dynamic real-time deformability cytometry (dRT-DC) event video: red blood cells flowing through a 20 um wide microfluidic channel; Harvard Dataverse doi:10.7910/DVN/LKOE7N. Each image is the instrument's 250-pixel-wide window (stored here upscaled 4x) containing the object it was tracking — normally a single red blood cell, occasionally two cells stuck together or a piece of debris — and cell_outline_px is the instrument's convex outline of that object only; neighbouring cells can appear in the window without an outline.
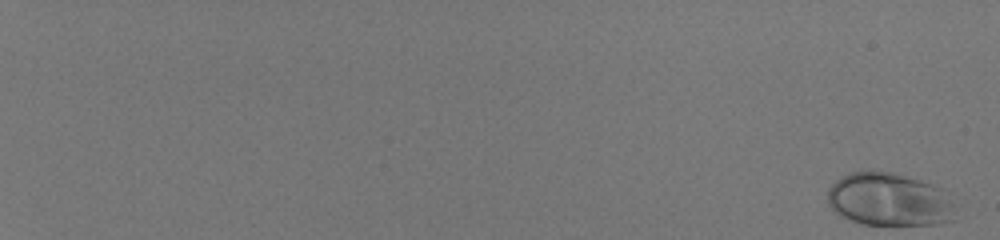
{"species": "human", "species_latin": "Homo sapiens", "temperature_condition": "room temperature", "stored_images_in_passage": 56, "camera_frame_rate_fps": 3000, "um_per_image_px": 0.085, "donor": {"sex": "male"}, "frame": {"image": 1, "passage_image": 1, "time_ms": 0.0, "image_size_px": [1000, 240], "cell_outline_px": [[956, 220], [936, 224], [864, 224], [840, 216], [828, 204], [828, 188], [836, 180], [852, 172], [872, 168], [892, 172], [920, 180], [944, 188], [952, 192]], "centroid_in_image_um": [75.65, 16.93], "position_along_channel_um": 9.4, "area_um2": 40.4}}
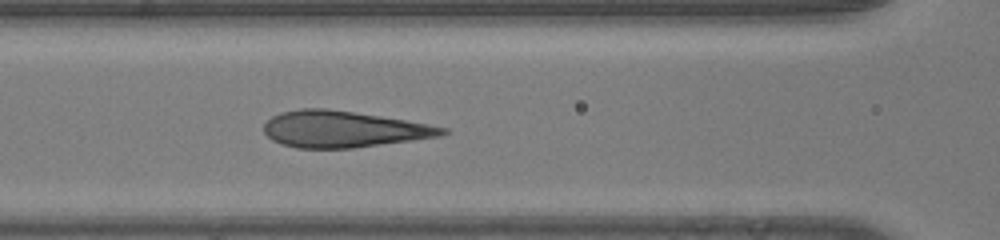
{"frame": {"image": 2, "passage_image": 31, "time_ms": 10.0, "image_size_px": [1000, 240], "cell_outline_px": [[452, 132], [440, 136], [412, 140], [352, 148], [296, 148], [280, 144], [272, 140], [264, 132], [264, 124], [272, 116], [280, 112], [300, 108], [328, 108], [380, 116], [428, 124], [448, 128]], "centroid_in_image_um": [29.17, 10.98], "position_along_channel_um": 137.4, "area_um2": 37.86}}
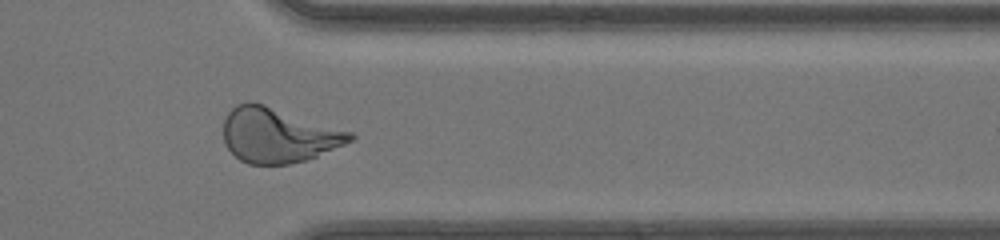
{"frame": {"image": 3, "passage_image": 49, "time_ms": 16.0, "image_size_px": [1000, 240], "cell_outline_px": [[356, 136], [352, 140], [344, 144], [316, 156], [304, 160], [288, 164], [248, 164], [240, 160], [228, 148], [224, 140], [224, 120], [228, 112], [236, 104], [248, 100], [264, 104], [352, 132]], "centroid_in_image_um": [23.62, 11.48], "position_along_channel_um": 387.8, "area_um2": 40.11}, "authors_computed_cell_mechanics": {"area_um2": 38.4081, "velocity_mm_per_s": 4.1766, "shape_relaxation_time_tau1_ms": 7.6277, "shape_relaxation_time_tau2_ms": null, "deformation_change_tau1": 0.248, "deformation_change_tau2": null}}